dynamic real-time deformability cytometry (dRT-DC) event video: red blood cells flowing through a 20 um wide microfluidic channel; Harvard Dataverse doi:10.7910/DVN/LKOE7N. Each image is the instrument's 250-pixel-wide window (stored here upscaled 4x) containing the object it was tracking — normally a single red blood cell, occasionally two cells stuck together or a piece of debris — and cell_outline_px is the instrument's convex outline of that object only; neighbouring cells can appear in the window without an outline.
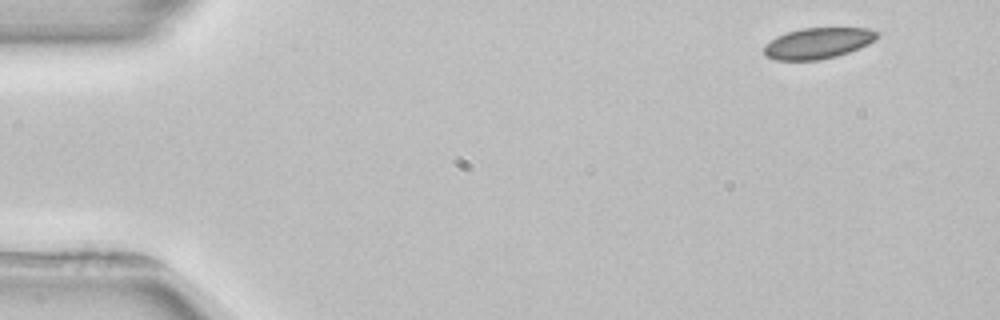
{"species": "common noctule bat (a hibernating species)", "species_latin": "Nyctalus noctula", "temperature_condition": "room temperature", "stored_images_in_passage": 3, "camera_frame_rate_fps": 3000, "um_per_image_px": 0.085, "animal": {"sex": "female", "body_mass_g": 22.7, "forearm_length_mm": 54.2}, "frame": {"image": 1, "passage_image": 1, "time_ms": 0.0, "image_size_px": [1000, 320], "cell_outline_px": [[880, 36], [876, 40], [868, 44], [848, 52], [836, 56], [816, 60], [776, 60], [764, 56], [764, 44], [776, 36], [800, 28], [868, 28], [880, 32]], "centroid_in_image_um": [69.52, 3.66], "position_along_channel_um": 15.5, "area_um2": 20.52}}
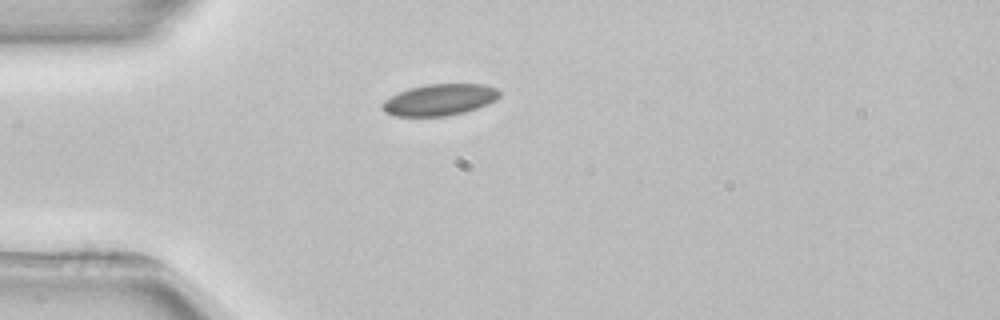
{"frame": {"image": 2, "passage_image": 3, "time_ms": 3.333, "image_size_px": [1000, 320], "cell_outline_px": [[500, 96], [496, 100], [488, 104], [464, 112], [444, 116], [392, 116], [384, 112], [380, 108], [380, 104], [384, 100], [400, 92], [412, 88], [428, 84], [484, 84], [496, 88], [500, 92]], "centroid_in_image_um": [37.35, 8.49], "position_along_channel_um": 47.6, "area_um2": 21.44}}